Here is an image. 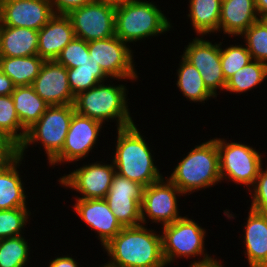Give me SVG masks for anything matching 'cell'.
<instances>
[{
  "label": "cell",
  "instance_id": "cell-18",
  "mask_svg": "<svg viewBox=\"0 0 267 267\" xmlns=\"http://www.w3.org/2000/svg\"><path fill=\"white\" fill-rule=\"evenodd\" d=\"M73 207L77 216L86 223L87 227L95 230L101 247L124 228L105 199H76Z\"/></svg>",
  "mask_w": 267,
  "mask_h": 267
},
{
  "label": "cell",
  "instance_id": "cell-28",
  "mask_svg": "<svg viewBox=\"0 0 267 267\" xmlns=\"http://www.w3.org/2000/svg\"><path fill=\"white\" fill-rule=\"evenodd\" d=\"M27 130L21 125L11 95L0 96V138L13 149L24 141Z\"/></svg>",
  "mask_w": 267,
  "mask_h": 267
},
{
  "label": "cell",
  "instance_id": "cell-3",
  "mask_svg": "<svg viewBox=\"0 0 267 267\" xmlns=\"http://www.w3.org/2000/svg\"><path fill=\"white\" fill-rule=\"evenodd\" d=\"M167 178L184 195L222 183L215 138L195 145L194 149L192 148L182 160L180 159Z\"/></svg>",
  "mask_w": 267,
  "mask_h": 267
},
{
  "label": "cell",
  "instance_id": "cell-11",
  "mask_svg": "<svg viewBox=\"0 0 267 267\" xmlns=\"http://www.w3.org/2000/svg\"><path fill=\"white\" fill-rule=\"evenodd\" d=\"M115 8L94 0L71 10L69 17L75 37L86 42L107 39L115 35Z\"/></svg>",
  "mask_w": 267,
  "mask_h": 267
},
{
  "label": "cell",
  "instance_id": "cell-24",
  "mask_svg": "<svg viewBox=\"0 0 267 267\" xmlns=\"http://www.w3.org/2000/svg\"><path fill=\"white\" fill-rule=\"evenodd\" d=\"M188 5L187 17L197 36L219 33L222 0H189Z\"/></svg>",
  "mask_w": 267,
  "mask_h": 267
},
{
  "label": "cell",
  "instance_id": "cell-23",
  "mask_svg": "<svg viewBox=\"0 0 267 267\" xmlns=\"http://www.w3.org/2000/svg\"><path fill=\"white\" fill-rule=\"evenodd\" d=\"M38 31L0 23V57H28L38 54Z\"/></svg>",
  "mask_w": 267,
  "mask_h": 267
},
{
  "label": "cell",
  "instance_id": "cell-32",
  "mask_svg": "<svg viewBox=\"0 0 267 267\" xmlns=\"http://www.w3.org/2000/svg\"><path fill=\"white\" fill-rule=\"evenodd\" d=\"M241 36L252 59L267 65V25L259 19Z\"/></svg>",
  "mask_w": 267,
  "mask_h": 267
},
{
  "label": "cell",
  "instance_id": "cell-36",
  "mask_svg": "<svg viewBox=\"0 0 267 267\" xmlns=\"http://www.w3.org/2000/svg\"><path fill=\"white\" fill-rule=\"evenodd\" d=\"M248 191L252 200L249 209L267 214V165L265 169L262 165L254 185Z\"/></svg>",
  "mask_w": 267,
  "mask_h": 267
},
{
  "label": "cell",
  "instance_id": "cell-20",
  "mask_svg": "<svg viewBox=\"0 0 267 267\" xmlns=\"http://www.w3.org/2000/svg\"><path fill=\"white\" fill-rule=\"evenodd\" d=\"M22 161L23 158L15 152L0 166V210L28 208L25 183L18 170Z\"/></svg>",
  "mask_w": 267,
  "mask_h": 267
},
{
  "label": "cell",
  "instance_id": "cell-30",
  "mask_svg": "<svg viewBox=\"0 0 267 267\" xmlns=\"http://www.w3.org/2000/svg\"><path fill=\"white\" fill-rule=\"evenodd\" d=\"M265 79H267V65L252 60L233 74L227 81L225 91L242 94L260 86Z\"/></svg>",
  "mask_w": 267,
  "mask_h": 267
},
{
  "label": "cell",
  "instance_id": "cell-6",
  "mask_svg": "<svg viewBox=\"0 0 267 267\" xmlns=\"http://www.w3.org/2000/svg\"><path fill=\"white\" fill-rule=\"evenodd\" d=\"M74 113V104L48 106L39 120L27 129L24 141L15 152L24 159L26 149L40 143L49 163L62 150Z\"/></svg>",
  "mask_w": 267,
  "mask_h": 267
},
{
  "label": "cell",
  "instance_id": "cell-14",
  "mask_svg": "<svg viewBox=\"0 0 267 267\" xmlns=\"http://www.w3.org/2000/svg\"><path fill=\"white\" fill-rule=\"evenodd\" d=\"M103 123L77 114H73L65 143L62 150L49 162V165L61 163H76L88 158V154L95 147L102 132Z\"/></svg>",
  "mask_w": 267,
  "mask_h": 267
},
{
  "label": "cell",
  "instance_id": "cell-15",
  "mask_svg": "<svg viewBox=\"0 0 267 267\" xmlns=\"http://www.w3.org/2000/svg\"><path fill=\"white\" fill-rule=\"evenodd\" d=\"M142 184L117 173L113 176L109 192L104 198L114 216L123 227L141 225Z\"/></svg>",
  "mask_w": 267,
  "mask_h": 267
},
{
  "label": "cell",
  "instance_id": "cell-39",
  "mask_svg": "<svg viewBox=\"0 0 267 267\" xmlns=\"http://www.w3.org/2000/svg\"><path fill=\"white\" fill-rule=\"evenodd\" d=\"M14 88L12 80L0 69V96L11 95Z\"/></svg>",
  "mask_w": 267,
  "mask_h": 267
},
{
  "label": "cell",
  "instance_id": "cell-35",
  "mask_svg": "<svg viewBox=\"0 0 267 267\" xmlns=\"http://www.w3.org/2000/svg\"><path fill=\"white\" fill-rule=\"evenodd\" d=\"M88 42L74 37L56 58V62L64 65L67 69L79 67L80 64L89 60Z\"/></svg>",
  "mask_w": 267,
  "mask_h": 267
},
{
  "label": "cell",
  "instance_id": "cell-7",
  "mask_svg": "<svg viewBox=\"0 0 267 267\" xmlns=\"http://www.w3.org/2000/svg\"><path fill=\"white\" fill-rule=\"evenodd\" d=\"M187 216H182L171 224L161 226L163 231H159L162 232V250L167 267L177 258L202 257L194 262L212 258L205 249L206 230Z\"/></svg>",
  "mask_w": 267,
  "mask_h": 267
},
{
  "label": "cell",
  "instance_id": "cell-22",
  "mask_svg": "<svg viewBox=\"0 0 267 267\" xmlns=\"http://www.w3.org/2000/svg\"><path fill=\"white\" fill-rule=\"evenodd\" d=\"M259 19L255 0H222L219 32L239 37Z\"/></svg>",
  "mask_w": 267,
  "mask_h": 267
},
{
  "label": "cell",
  "instance_id": "cell-41",
  "mask_svg": "<svg viewBox=\"0 0 267 267\" xmlns=\"http://www.w3.org/2000/svg\"><path fill=\"white\" fill-rule=\"evenodd\" d=\"M221 263L222 262L219 259L217 260L214 257H212L205 261L192 262L190 263L189 267H224V265H222Z\"/></svg>",
  "mask_w": 267,
  "mask_h": 267
},
{
  "label": "cell",
  "instance_id": "cell-27",
  "mask_svg": "<svg viewBox=\"0 0 267 267\" xmlns=\"http://www.w3.org/2000/svg\"><path fill=\"white\" fill-rule=\"evenodd\" d=\"M181 62L177 70L176 85L183 96L192 102L205 103L211 98L216 97L207 89L203 82L200 72L183 56H180Z\"/></svg>",
  "mask_w": 267,
  "mask_h": 267
},
{
  "label": "cell",
  "instance_id": "cell-42",
  "mask_svg": "<svg viewBox=\"0 0 267 267\" xmlns=\"http://www.w3.org/2000/svg\"><path fill=\"white\" fill-rule=\"evenodd\" d=\"M255 7L259 17L267 13V0H255Z\"/></svg>",
  "mask_w": 267,
  "mask_h": 267
},
{
  "label": "cell",
  "instance_id": "cell-12",
  "mask_svg": "<svg viewBox=\"0 0 267 267\" xmlns=\"http://www.w3.org/2000/svg\"><path fill=\"white\" fill-rule=\"evenodd\" d=\"M110 164L102 161L84 164L70 174L59 178V183L65 188H70L76 193V199H104L109 192L113 176L116 173L112 160Z\"/></svg>",
  "mask_w": 267,
  "mask_h": 267
},
{
  "label": "cell",
  "instance_id": "cell-1",
  "mask_svg": "<svg viewBox=\"0 0 267 267\" xmlns=\"http://www.w3.org/2000/svg\"><path fill=\"white\" fill-rule=\"evenodd\" d=\"M103 249L109 256L108 261L103 264L105 267L167 266L160 233L142 224L124 227Z\"/></svg>",
  "mask_w": 267,
  "mask_h": 267
},
{
  "label": "cell",
  "instance_id": "cell-25",
  "mask_svg": "<svg viewBox=\"0 0 267 267\" xmlns=\"http://www.w3.org/2000/svg\"><path fill=\"white\" fill-rule=\"evenodd\" d=\"M11 96L21 125L26 130L39 120L49 106L32 86H15Z\"/></svg>",
  "mask_w": 267,
  "mask_h": 267
},
{
  "label": "cell",
  "instance_id": "cell-17",
  "mask_svg": "<svg viewBox=\"0 0 267 267\" xmlns=\"http://www.w3.org/2000/svg\"><path fill=\"white\" fill-rule=\"evenodd\" d=\"M31 86L49 106L74 104L67 68L55 60L44 62Z\"/></svg>",
  "mask_w": 267,
  "mask_h": 267
},
{
  "label": "cell",
  "instance_id": "cell-31",
  "mask_svg": "<svg viewBox=\"0 0 267 267\" xmlns=\"http://www.w3.org/2000/svg\"><path fill=\"white\" fill-rule=\"evenodd\" d=\"M30 248L23 235L0 239V267H27Z\"/></svg>",
  "mask_w": 267,
  "mask_h": 267
},
{
  "label": "cell",
  "instance_id": "cell-34",
  "mask_svg": "<svg viewBox=\"0 0 267 267\" xmlns=\"http://www.w3.org/2000/svg\"><path fill=\"white\" fill-rule=\"evenodd\" d=\"M29 208L0 210V239L21 236L30 222ZM23 231V232H22Z\"/></svg>",
  "mask_w": 267,
  "mask_h": 267
},
{
  "label": "cell",
  "instance_id": "cell-37",
  "mask_svg": "<svg viewBox=\"0 0 267 267\" xmlns=\"http://www.w3.org/2000/svg\"><path fill=\"white\" fill-rule=\"evenodd\" d=\"M55 14L67 15L71 10L80 8L94 0H49Z\"/></svg>",
  "mask_w": 267,
  "mask_h": 267
},
{
  "label": "cell",
  "instance_id": "cell-2",
  "mask_svg": "<svg viewBox=\"0 0 267 267\" xmlns=\"http://www.w3.org/2000/svg\"><path fill=\"white\" fill-rule=\"evenodd\" d=\"M136 124L118 128L113 165L116 173L147 187L164 176L154 164L152 150Z\"/></svg>",
  "mask_w": 267,
  "mask_h": 267
},
{
  "label": "cell",
  "instance_id": "cell-8",
  "mask_svg": "<svg viewBox=\"0 0 267 267\" xmlns=\"http://www.w3.org/2000/svg\"><path fill=\"white\" fill-rule=\"evenodd\" d=\"M215 141L219 152L221 181L225 179L236 185H245L248 191L263 165L262 153L242 142L229 143L224 138L217 137Z\"/></svg>",
  "mask_w": 267,
  "mask_h": 267
},
{
  "label": "cell",
  "instance_id": "cell-26",
  "mask_svg": "<svg viewBox=\"0 0 267 267\" xmlns=\"http://www.w3.org/2000/svg\"><path fill=\"white\" fill-rule=\"evenodd\" d=\"M44 62L38 54L28 57H0V69L15 86H31Z\"/></svg>",
  "mask_w": 267,
  "mask_h": 267
},
{
  "label": "cell",
  "instance_id": "cell-40",
  "mask_svg": "<svg viewBox=\"0 0 267 267\" xmlns=\"http://www.w3.org/2000/svg\"><path fill=\"white\" fill-rule=\"evenodd\" d=\"M13 149L7 142H0V166L5 163L13 154Z\"/></svg>",
  "mask_w": 267,
  "mask_h": 267
},
{
  "label": "cell",
  "instance_id": "cell-5",
  "mask_svg": "<svg viewBox=\"0 0 267 267\" xmlns=\"http://www.w3.org/2000/svg\"><path fill=\"white\" fill-rule=\"evenodd\" d=\"M170 22L152 1L133 0L115 8V36L127 44L171 31Z\"/></svg>",
  "mask_w": 267,
  "mask_h": 267
},
{
  "label": "cell",
  "instance_id": "cell-16",
  "mask_svg": "<svg viewBox=\"0 0 267 267\" xmlns=\"http://www.w3.org/2000/svg\"><path fill=\"white\" fill-rule=\"evenodd\" d=\"M55 15L49 0H0V23L39 31Z\"/></svg>",
  "mask_w": 267,
  "mask_h": 267
},
{
  "label": "cell",
  "instance_id": "cell-10",
  "mask_svg": "<svg viewBox=\"0 0 267 267\" xmlns=\"http://www.w3.org/2000/svg\"><path fill=\"white\" fill-rule=\"evenodd\" d=\"M178 196H185L166 176L144 188L141 202V222L161 223L162 226L179 220ZM148 218V220H146Z\"/></svg>",
  "mask_w": 267,
  "mask_h": 267
},
{
  "label": "cell",
  "instance_id": "cell-33",
  "mask_svg": "<svg viewBox=\"0 0 267 267\" xmlns=\"http://www.w3.org/2000/svg\"><path fill=\"white\" fill-rule=\"evenodd\" d=\"M222 43L220 42V61L224 78L227 82L235 72L246 66L253 59L245 44L229 45L226 48H222Z\"/></svg>",
  "mask_w": 267,
  "mask_h": 267
},
{
  "label": "cell",
  "instance_id": "cell-4",
  "mask_svg": "<svg viewBox=\"0 0 267 267\" xmlns=\"http://www.w3.org/2000/svg\"><path fill=\"white\" fill-rule=\"evenodd\" d=\"M106 84L101 82L79 93L74 101L75 112L101 123L116 120L117 129L135 124L127 104L126 86Z\"/></svg>",
  "mask_w": 267,
  "mask_h": 267
},
{
  "label": "cell",
  "instance_id": "cell-9",
  "mask_svg": "<svg viewBox=\"0 0 267 267\" xmlns=\"http://www.w3.org/2000/svg\"><path fill=\"white\" fill-rule=\"evenodd\" d=\"M117 36L88 42L89 58L98 63L103 72L112 80L126 81L138 78L133 59V50ZM126 79V80H125Z\"/></svg>",
  "mask_w": 267,
  "mask_h": 267
},
{
  "label": "cell",
  "instance_id": "cell-38",
  "mask_svg": "<svg viewBox=\"0 0 267 267\" xmlns=\"http://www.w3.org/2000/svg\"><path fill=\"white\" fill-rule=\"evenodd\" d=\"M50 262L48 267H80L79 263L75 261L74 258H72L69 255H62L57 256L53 260H49Z\"/></svg>",
  "mask_w": 267,
  "mask_h": 267
},
{
  "label": "cell",
  "instance_id": "cell-44",
  "mask_svg": "<svg viewBox=\"0 0 267 267\" xmlns=\"http://www.w3.org/2000/svg\"><path fill=\"white\" fill-rule=\"evenodd\" d=\"M260 19L267 25V13L261 16Z\"/></svg>",
  "mask_w": 267,
  "mask_h": 267
},
{
  "label": "cell",
  "instance_id": "cell-29",
  "mask_svg": "<svg viewBox=\"0 0 267 267\" xmlns=\"http://www.w3.org/2000/svg\"><path fill=\"white\" fill-rule=\"evenodd\" d=\"M67 75L70 89L75 97L101 82H107L106 80L109 78L99 64L91 58L80 64L79 67L68 68Z\"/></svg>",
  "mask_w": 267,
  "mask_h": 267
},
{
  "label": "cell",
  "instance_id": "cell-19",
  "mask_svg": "<svg viewBox=\"0 0 267 267\" xmlns=\"http://www.w3.org/2000/svg\"><path fill=\"white\" fill-rule=\"evenodd\" d=\"M38 55L45 61L56 60L75 37L67 15L55 14L39 31Z\"/></svg>",
  "mask_w": 267,
  "mask_h": 267
},
{
  "label": "cell",
  "instance_id": "cell-21",
  "mask_svg": "<svg viewBox=\"0 0 267 267\" xmlns=\"http://www.w3.org/2000/svg\"><path fill=\"white\" fill-rule=\"evenodd\" d=\"M246 219L242 243L249 267H267V214L250 209Z\"/></svg>",
  "mask_w": 267,
  "mask_h": 267
},
{
  "label": "cell",
  "instance_id": "cell-43",
  "mask_svg": "<svg viewBox=\"0 0 267 267\" xmlns=\"http://www.w3.org/2000/svg\"><path fill=\"white\" fill-rule=\"evenodd\" d=\"M97 1H100V2H103L105 4H110L114 7H117V6L126 4L130 1H133V0H97Z\"/></svg>",
  "mask_w": 267,
  "mask_h": 267
},
{
  "label": "cell",
  "instance_id": "cell-13",
  "mask_svg": "<svg viewBox=\"0 0 267 267\" xmlns=\"http://www.w3.org/2000/svg\"><path fill=\"white\" fill-rule=\"evenodd\" d=\"M204 37L193 38L182 56L200 72L205 86L217 98V90L224 91L227 84L221 67L220 42L213 44Z\"/></svg>",
  "mask_w": 267,
  "mask_h": 267
}]
</instances>
